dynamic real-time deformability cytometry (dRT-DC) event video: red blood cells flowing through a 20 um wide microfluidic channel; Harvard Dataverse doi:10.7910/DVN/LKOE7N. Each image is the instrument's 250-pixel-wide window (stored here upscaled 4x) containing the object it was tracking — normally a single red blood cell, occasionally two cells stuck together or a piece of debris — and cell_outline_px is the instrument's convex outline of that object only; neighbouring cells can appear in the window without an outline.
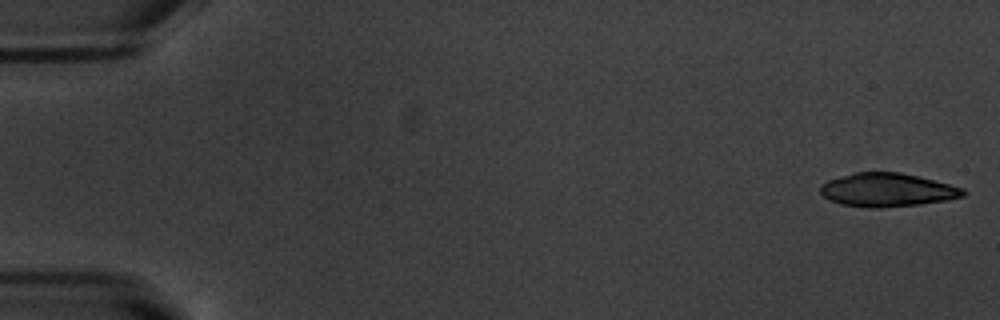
{"species": "common noctule bat (a hibernating species)", "species_latin": "Nyctalus noctula", "temperature_condition": "warm", "stored_images_in_passage": 53, "camera_frame_rate_fps": 3000, "um_per_image_px": 0.085, "animal": {"sex": "male", "body_mass_g": 20.1, "forearm_length_mm": 53.5}, "frame": {"image": 1, "passage_image": 1, "time_ms": 0.0, "image_size_px": [1000, 320], "cell_outline_px": [[968, 192], [964, 196], [948, 200], [920, 204], [880, 208], [868, 208], [840, 204], [824, 196], [820, 192], [820, 184], [828, 180], [856, 172], [900, 172], [964, 188]], "centroid_in_image_um": [75.43, 16.15], "position_along_channel_um": 9.6, "area_um2": 27.8}}
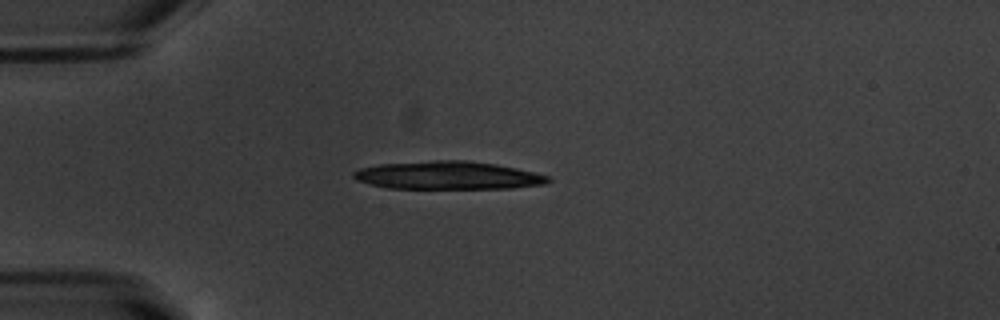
{"frame": {"image": 2, "passage_image": 14, "time_ms": 4.333, "image_size_px": [1000, 320], "cell_outline_px": [[552, 180], [548, 184], [512, 188], [384, 188], [356, 180], [352, 176], [352, 172], [360, 168], [380, 164], [432, 160], [464, 160], [496, 164], [516, 168], [548, 176]], "centroid_in_image_um": [38.06, 14.91], "position_along_channel_um": 46.9, "area_um2": 31.85}}